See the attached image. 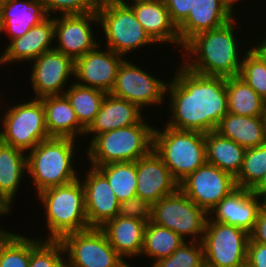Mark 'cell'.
I'll return each instance as SVG.
<instances>
[{"label": "cell", "mask_w": 266, "mask_h": 267, "mask_svg": "<svg viewBox=\"0 0 266 267\" xmlns=\"http://www.w3.org/2000/svg\"><path fill=\"white\" fill-rule=\"evenodd\" d=\"M179 67L166 86L172 114L166 125L177 130L215 131L228 113L226 78L200 75L184 65Z\"/></svg>", "instance_id": "cell-1"}, {"label": "cell", "mask_w": 266, "mask_h": 267, "mask_svg": "<svg viewBox=\"0 0 266 267\" xmlns=\"http://www.w3.org/2000/svg\"><path fill=\"white\" fill-rule=\"evenodd\" d=\"M235 20L233 18L218 28L193 37L183 47L185 62L182 61V64L200 75L224 78L239 76L242 58L237 45V34H234V24H237Z\"/></svg>", "instance_id": "cell-2"}, {"label": "cell", "mask_w": 266, "mask_h": 267, "mask_svg": "<svg viewBox=\"0 0 266 267\" xmlns=\"http://www.w3.org/2000/svg\"><path fill=\"white\" fill-rule=\"evenodd\" d=\"M76 139L49 137L27 153V174H30L37 194L41 191L71 183L79 178L74 169Z\"/></svg>", "instance_id": "cell-3"}, {"label": "cell", "mask_w": 266, "mask_h": 267, "mask_svg": "<svg viewBox=\"0 0 266 267\" xmlns=\"http://www.w3.org/2000/svg\"><path fill=\"white\" fill-rule=\"evenodd\" d=\"M80 179L38 193L46 213V228L50 231L46 240H61L65 235L90 228Z\"/></svg>", "instance_id": "cell-4"}, {"label": "cell", "mask_w": 266, "mask_h": 267, "mask_svg": "<svg viewBox=\"0 0 266 267\" xmlns=\"http://www.w3.org/2000/svg\"><path fill=\"white\" fill-rule=\"evenodd\" d=\"M144 118L138 123L118 128L90 139L87 158L91 166L135 162L153 150L154 128Z\"/></svg>", "instance_id": "cell-5"}, {"label": "cell", "mask_w": 266, "mask_h": 267, "mask_svg": "<svg viewBox=\"0 0 266 267\" xmlns=\"http://www.w3.org/2000/svg\"><path fill=\"white\" fill-rule=\"evenodd\" d=\"M154 128L153 150L180 183L206 161L205 133L177 130L165 125Z\"/></svg>", "instance_id": "cell-6"}, {"label": "cell", "mask_w": 266, "mask_h": 267, "mask_svg": "<svg viewBox=\"0 0 266 267\" xmlns=\"http://www.w3.org/2000/svg\"><path fill=\"white\" fill-rule=\"evenodd\" d=\"M99 25L103 29L106 47L116 54L124 56L132 50L154 45V41L145 32L137 20L133 9L119 1H109L97 9Z\"/></svg>", "instance_id": "cell-7"}, {"label": "cell", "mask_w": 266, "mask_h": 267, "mask_svg": "<svg viewBox=\"0 0 266 267\" xmlns=\"http://www.w3.org/2000/svg\"><path fill=\"white\" fill-rule=\"evenodd\" d=\"M208 216L204 209L198 207L178 188L174 193L152 204L150 221L173 230L185 241L188 239L184 237L191 236L189 241L201 242Z\"/></svg>", "instance_id": "cell-8"}, {"label": "cell", "mask_w": 266, "mask_h": 267, "mask_svg": "<svg viewBox=\"0 0 266 267\" xmlns=\"http://www.w3.org/2000/svg\"><path fill=\"white\" fill-rule=\"evenodd\" d=\"M2 116L0 141L21 149L32 150L39 142L49 138L45 125V110L40 99H33L7 108Z\"/></svg>", "instance_id": "cell-9"}, {"label": "cell", "mask_w": 266, "mask_h": 267, "mask_svg": "<svg viewBox=\"0 0 266 267\" xmlns=\"http://www.w3.org/2000/svg\"><path fill=\"white\" fill-rule=\"evenodd\" d=\"M249 233L208 216L202 245L205 267H238L247 262Z\"/></svg>", "instance_id": "cell-10"}, {"label": "cell", "mask_w": 266, "mask_h": 267, "mask_svg": "<svg viewBox=\"0 0 266 267\" xmlns=\"http://www.w3.org/2000/svg\"><path fill=\"white\" fill-rule=\"evenodd\" d=\"M60 241L68 256L67 267H131L109 244L100 228L70 233Z\"/></svg>", "instance_id": "cell-11"}, {"label": "cell", "mask_w": 266, "mask_h": 267, "mask_svg": "<svg viewBox=\"0 0 266 267\" xmlns=\"http://www.w3.org/2000/svg\"><path fill=\"white\" fill-rule=\"evenodd\" d=\"M167 82L124 59L118 69L114 86L110 92L115 97L128 100L143 110L147 105L163 104Z\"/></svg>", "instance_id": "cell-12"}, {"label": "cell", "mask_w": 266, "mask_h": 267, "mask_svg": "<svg viewBox=\"0 0 266 267\" xmlns=\"http://www.w3.org/2000/svg\"><path fill=\"white\" fill-rule=\"evenodd\" d=\"M236 188L231 174L207 162L179 183V189L208 214Z\"/></svg>", "instance_id": "cell-13"}, {"label": "cell", "mask_w": 266, "mask_h": 267, "mask_svg": "<svg viewBox=\"0 0 266 267\" xmlns=\"http://www.w3.org/2000/svg\"><path fill=\"white\" fill-rule=\"evenodd\" d=\"M32 61L30 83L35 93L34 99L64 95L62 89L66 88L70 76L74 77L75 61L55 48Z\"/></svg>", "instance_id": "cell-14"}, {"label": "cell", "mask_w": 266, "mask_h": 267, "mask_svg": "<svg viewBox=\"0 0 266 267\" xmlns=\"http://www.w3.org/2000/svg\"><path fill=\"white\" fill-rule=\"evenodd\" d=\"M92 22H99L97 12L54 17V38H57L58 43L55 49L74 61L93 50L100 43L93 37Z\"/></svg>", "instance_id": "cell-15"}, {"label": "cell", "mask_w": 266, "mask_h": 267, "mask_svg": "<svg viewBox=\"0 0 266 267\" xmlns=\"http://www.w3.org/2000/svg\"><path fill=\"white\" fill-rule=\"evenodd\" d=\"M100 47L101 43L75 60V83L110 93L125 56L116 54L109 48L102 51V49H98Z\"/></svg>", "instance_id": "cell-16"}, {"label": "cell", "mask_w": 266, "mask_h": 267, "mask_svg": "<svg viewBox=\"0 0 266 267\" xmlns=\"http://www.w3.org/2000/svg\"><path fill=\"white\" fill-rule=\"evenodd\" d=\"M86 172L82 185L87 221L89 227L100 228L117 216L120 202L106 176L97 167L91 166Z\"/></svg>", "instance_id": "cell-17"}, {"label": "cell", "mask_w": 266, "mask_h": 267, "mask_svg": "<svg viewBox=\"0 0 266 267\" xmlns=\"http://www.w3.org/2000/svg\"><path fill=\"white\" fill-rule=\"evenodd\" d=\"M135 163L137 170L136 196L154 204L179 188V183L173 178L168 167L154 150Z\"/></svg>", "instance_id": "cell-18"}, {"label": "cell", "mask_w": 266, "mask_h": 267, "mask_svg": "<svg viewBox=\"0 0 266 267\" xmlns=\"http://www.w3.org/2000/svg\"><path fill=\"white\" fill-rule=\"evenodd\" d=\"M259 210L260 198L249 189L237 187L210 211L209 216L213 221L237 226L250 233Z\"/></svg>", "instance_id": "cell-19"}, {"label": "cell", "mask_w": 266, "mask_h": 267, "mask_svg": "<svg viewBox=\"0 0 266 267\" xmlns=\"http://www.w3.org/2000/svg\"><path fill=\"white\" fill-rule=\"evenodd\" d=\"M54 36V17L48 16L21 37L10 41L2 53L3 55L0 54V65L20 63L26 60L32 62L42 53L55 48L52 43L55 39Z\"/></svg>", "instance_id": "cell-20"}, {"label": "cell", "mask_w": 266, "mask_h": 267, "mask_svg": "<svg viewBox=\"0 0 266 267\" xmlns=\"http://www.w3.org/2000/svg\"><path fill=\"white\" fill-rule=\"evenodd\" d=\"M141 111L134 103L107 93L85 135L93 134V139L96 135L138 124L145 117Z\"/></svg>", "instance_id": "cell-21"}, {"label": "cell", "mask_w": 266, "mask_h": 267, "mask_svg": "<svg viewBox=\"0 0 266 267\" xmlns=\"http://www.w3.org/2000/svg\"><path fill=\"white\" fill-rule=\"evenodd\" d=\"M233 18L220 0H195L188 17L177 27L181 49L196 35L218 28Z\"/></svg>", "instance_id": "cell-22"}, {"label": "cell", "mask_w": 266, "mask_h": 267, "mask_svg": "<svg viewBox=\"0 0 266 267\" xmlns=\"http://www.w3.org/2000/svg\"><path fill=\"white\" fill-rule=\"evenodd\" d=\"M47 17L42 0H10L0 5V34L19 38Z\"/></svg>", "instance_id": "cell-23"}, {"label": "cell", "mask_w": 266, "mask_h": 267, "mask_svg": "<svg viewBox=\"0 0 266 267\" xmlns=\"http://www.w3.org/2000/svg\"><path fill=\"white\" fill-rule=\"evenodd\" d=\"M145 32L157 44L167 43L180 46L176 25L171 21L163 0L141 1L128 4Z\"/></svg>", "instance_id": "cell-24"}, {"label": "cell", "mask_w": 266, "mask_h": 267, "mask_svg": "<svg viewBox=\"0 0 266 267\" xmlns=\"http://www.w3.org/2000/svg\"><path fill=\"white\" fill-rule=\"evenodd\" d=\"M100 229L123 260L125 257L141 255L146 229L144 221L116 216L106 221Z\"/></svg>", "instance_id": "cell-25"}, {"label": "cell", "mask_w": 266, "mask_h": 267, "mask_svg": "<svg viewBox=\"0 0 266 267\" xmlns=\"http://www.w3.org/2000/svg\"><path fill=\"white\" fill-rule=\"evenodd\" d=\"M45 110V125L50 137L75 139L85 135L68 98L65 95L46 96L40 99Z\"/></svg>", "instance_id": "cell-26"}, {"label": "cell", "mask_w": 266, "mask_h": 267, "mask_svg": "<svg viewBox=\"0 0 266 267\" xmlns=\"http://www.w3.org/2000/svg\"><path fill=\"white\" fill-rule=\"evenodd\" d=\"M215 131L245 149L266 143L262 116H242L227 113Z\"/></svg>", "instance_id": "cell-27"}, {"label": "cell", "mask_w": 266, "mask_h": 267, "mask_svg": "<svg viewBox=\"0 0 266 267\" xmlns=\"http://www.w3.org/2000/svg\"><path fill=\"white\" fill-rule=\"evenodd\" d=\"M27 173V154L0 141V197L10 206Z\"/></svg>", "instance_id": "cell-28"}, {"label": "cell", "mask_w": 266, "mask_h": 267, "mask_svg": "<svg viewBox=\"0 0 266 267\" xmlns=\"http://www.w3.org/2000/svg\"><path fill=\"white\" fill-rule=\"evenodd\" d=\"M206 161L236 178L246 149L216 131L205 133Z\"/></svg>", "instance_id": "cell-29"}, {"label": "cell", "mask_w": 266, "mask_h": 267, "mask_svg": "<svg viewBox=\"0 0 266 267\" xmlns=\"http://www.w3.org/2000/svg\"><path fill=\"white\" fill-rule=\"evenodd\" d=\"M228 113L262 116L265 100L239 76L226 78Z\"/></svg>", "instance_id": "cell-30"}, {"label": "cell", "mask_w": 266, "mask_h": 267, "mask_svg": "<svg viewBox=\"0 0 266 267\" xmlns=\"http://www.w3.org/2000/svg\"><path fill=\"white\" fill-rule=\"evenodd\" d=\"M71 83L70 87L65 89L64 95L76 113L79 124L86 130L99 112L107 93L97 88L78 85L74 81Z\"/></svg>", "instance_id": "cell-31"}, {"label": "cell", "mask_w": 266, "mask_h": 267, "mask_svg": "<svg viewBox=\"0 0 266 267\" xmlns=\"http://www.w3.org/2000/svg\"><path fill=\"white\" fill-rule=\"evenodd\" d=\"M184 242L173 230L149 221L146 223L141 256L144 254L156 262L171 256Z\"/></svg>", "instance_id": "cell-32"}, {"label": "cell", "mask_w": 266, "mask_h": 267, "mask_svg": "<svg viewBox=\"0 0 266 267\" xmlns=\"http://www.w3.org/2000/svg\"><path fill=\"white\" fill-rule=\"evenodd\" d=\"M106 176L119 202L136 196L137 170L135 162H118L97 166Z\"/></svg>", "instance_id": "cell-33"}, {"label": "cell", "mask_w": 266, "mask_h": 267, "mask_svg": "<svg viewBox=\"0 0 266 267\" xmlns=\"http://www.w3.org/2000/svg\"><path fill=\"white\" fill-rule=\"evenodd\" d=\"M266 173V143L246 149L236 186L251 190Z\"/></svg>", "instance_id": "cell-34"}, {"label": "cell", "mask_w": 266, "mask_h": 267, "mask_svg": "<svg viewBox=\"0 0 266 267\" xmlns=\"http://www.w3.org/2000/svg\"><path fill=\"white\" fill-rule=\"evenodd\" d=\"M30 237L9 233L0 239V267H29Z\"/></svg>", "instance_id": "cell-35"}, {"label": "cell", "mask_w": 266, "mask_h": 267, "mask_svg": "<svg viewBox=\"0 0 266 267\" xmlns=\"http://www.w3.org/2000/svg\"><path fill=\"white\" fill-rule=\"evenodd\" d=\"M65 251L60 240L30 238L29 267H67Z\"/></svg>", "instance_id": "cell-36"}, {"label": "cell", "mask_w": 266, "mask_h": 267, "mask_svg": "<svg viewBox=\"0 0 266 267\" xmlns=\"http://www.w3.org/2000/svg\"><path fill=\"white\" fill-rule=\"evenodd\" d=\"M244 55L239 77L266 101V61L253 47Z\"/></svg>", "instance_id": "cell-37"}, {"label": "cell", "mask_w": 266, "mask_h": 267, "mask_svg": "<svg viewBox=\"0 0 266 267\" xmlns=\"http://www.w3.org/2000/svg\"><path fill=\"white\" fill-rule=\"evenodd\" d=\"M152 267H205L202 242L185 241L171 256L152 262Z\"/></svg>", "instance_id": "cell-38"}, {"label": "cell", "mask_w": 266, "mask_h": 267, "mask_svg": "<svg viewBox=\"0 0 266 267\" xmlns=\"http://www.w3.org/2000/svg\"><path fill=\"white\" fill-rule=\"evenodd\" d=\"M47 16L53 11L60 15L85 14L97 12L99 4L95 0H42ZM51 12V13H50Z\"/></svg>", "instance_id": "cell-39"}, {"label": "cell", "mask_w": 266, "mask_h": 267, "mask_svg": "<svg viewBox=\"0 0 266 267\" xmlns=\"http://www.w3.org/2000/svg\"><path fill=\"white\" fill-rule=\"evenodd\" d=\"M117 216L134 218L148 223L152 217V204L138 196L119 203Z\"/></svg>", "instance_id": "cell-40"}, {"label": "cell", "mask_w": 266, "mask_h": 267, "mask_svg": "<svg viewBox=\"0 0 266 267\" xmlns=\"http://www.w3.org/2000/svg\"><path fill=\"white\" fill-rule=\"evenodd\" d=\"M171 21L178 27L189 15L195 0H163Z\"/></svg>", "instance_id": "cell-41"}, {"label": "cell", "mask_w": 266, "mask_h": 267, "mask_svg": "<svg viewBox=\"0 0 266 267\" xmlns=\"http://www.w3.org/2000/svg\"><path fill=\"white\" fill-rule=\"evenodd\" d=\"M247 263L251 267H266V245L253 242L247 244Z\"/></svg>", "instance_id": "cell-42"}, {"label": "cell", "mask_w": 266, "mask_h": 267, "mask_svg": "<svg viewBox=\"0 0 266 267\" xmlns=\"http://www.w3.org/2000/svg\"><path fill=\"white\" fill-rule=\"evenodd\" d=\"M253 242L266 245V214L260 209L253 230L249 233Z\"/></svg>", "instance_id": "cell-43"}, {"label": "cell", "mask_w": 266, "mask_h": 267, "mask_svg": "<svg viewBox=\"0 0 266 267\" xmlns=\"http://www.w3.org/2000/svg\"><path fill=\"white\" fill-rule=\"evenodd\" d=\"M251 192L259 198L261 196L266 195V173L260 179V181L251 189Z\"/></svg>", "instance_id": "cell-44"}, {"label": "cell", "mask_w": 266, "mask_h": 267, "mask_svg": "<svg viewBox=\"0 0 266 267\" xmlns=\"http://www.w3.org/2000/svg\"><path fill=\"white\" fill-rule=\"evenodd\" d=\"M10 207L11 206L0 197V216L1 215L3 216L5 214H9L8 212L11 211ZM0 233H11V232H9V231L6 232L3 229V227L2 228L0 227Z\"/></svg>", "instance_id": "cell-45"}, {"label": "cell", "mask_w": 266, "mask_h": 267, "mask_svg": "<svg viewBox=\"0 0 266 267\" xmlns=\"http://www.w3.org/2000/svg\"><path fill=\"white\" fill-rule=\"evenodd\" d=\"M238 1H241V0H220L221 4L226 8V10L232 15L235 17V14H234V7L235 6V3Z\"/></svg>", "instance_id": "cell-46"}, {"label": "cell", "mask_w": 266, "mask_h": 267, "mask_svg": "<svg viewBox=\"0 0 266 267\" xmlns=\"http://www.w3.org/2000/svg\"><path fill=\"white\" fill-rule=\"evenodd\" d=\"M260 44H257V46H253V48L264 58L266 61V43L265 42H259Z\"/></svg>", "instance_id": "cell-47"}, {"label": "cell", "mask_w": 266, "mask_h": 267, "mask_svg": "<svg viewBox=\"0 0 266 267\" xmlns=\"http://www.w3.org/2000/svg\"><path fill=\"white\" fill-rule=\"evenodd\" d=\"M260 198V209L266 214V195L261 196Z\"/></svg>", "instance_id": "cell-48"}, {"label": "cell", "mask_w": 266, "mask_h": 267, "mask_svg": "<svg viewBox=\"0 0 266 267\" xmlns=\"http://www.w3.org/2000/svg\"><path fill=\"white\" fill-rule=\"evenodd\" d=\"M262 119H263V124H264V131L266 135V103H264Z\"/></svg>", "instance_id": "cell-49"}, {"label": "cell", "mask_w": 266, "mask_h": 267, "mask_svg": "<svg viewBox=\"0 0 266 267\" xmlns=\"http://www.w3.org/2000/svg\"><path fill=\"white\" fill-rule=\"evenodd\" d=\"M122 3L129 4L130 3H135V2H141V1H154V0H132V1H126V0H120Z\"/></svg>", "instance_id": "cell-50"}, {"label": "cell", "mask_w": 266, "mask_h": 267, "mask_svg": "<svg viewBox=\"0 0 266 267\" xmlns=\"http://www.w3.org/2000/svg\"><path fill=\"white\" fill-rule=\"evenodd\" d=\"M99 5L102 4V3H106V2H109V1H119V0H95Z\"/></svg>", "instance_id": "cell-51"}, {"label": "cell", "mask_w": 266, "mask_h": 267, "mask_svg": "<svg viewBox=\"0 0 266 267\" xmlns=\"http://www.w3.org/2000/svg\"><path fill=\"white\" fill-rule=\"evenodd\" d=\"M238 267H251V266L247 262H245L242 265H239Z\"/></svg>", "instance_id": "cell-52"}, {"label": "cell", "mask_w": 266, "mask_h": 267, "mask_svg": "<svg viewBox=\"0 0 266 267\" xmlns=\"http://www.w3.org/2000/svg\"><path fill=\"white\" fill-rule=\"evenodd\" d=\"M8 1H10V0H0V5L3 4V3H6Z\"/></svg>", "instance_id": "cell-53"}, {"label": "cell", "mask_w": 266, "mask_h": 267, "mask_svg": "<svg viewBox=\"0 0 266 267\" xmlns=\"http://www.w3.org/2000/svg\"><path fill=\"white\" fill-rule=\"evenodd\" d=\"M9 233H0V239L4 236V235H7Z\"/></svg>", "instance_id": "cell-54"}]
</instances>
